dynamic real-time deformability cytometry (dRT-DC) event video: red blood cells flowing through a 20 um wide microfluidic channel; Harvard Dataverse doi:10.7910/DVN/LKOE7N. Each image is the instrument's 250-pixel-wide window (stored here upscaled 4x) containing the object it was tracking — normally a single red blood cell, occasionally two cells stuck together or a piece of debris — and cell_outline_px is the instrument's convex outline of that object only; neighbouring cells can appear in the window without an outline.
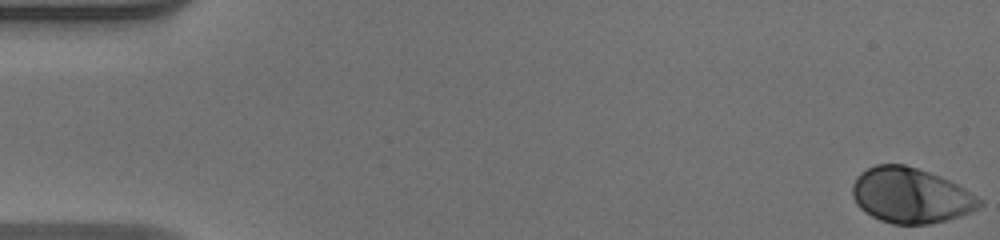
{"species": "human", "species_latin": "Homo sapiens", "temperature_condition": "warm", "stored_images_in_passage": 52, "camera_frame_rate_fps": 3000, "um_per_image_px": 0.085, "donor": {"sex": "male"}, "frame": {"image": 1, "passage_image": 1, "time_ms": 0.0, "image_size_px": [1000, 240], "cell_outline_px": [[984, 204], [980, 208], [972, 212], [960, 216], [928, 224], [892, 224], [880, 220], [864, 212], [856, 204], [852, 196], [852, 184], [856, 176], [860, 172], [876, 164], [904, 164], [940, 176], [964, 188], [984, 200]], "centroid_in_image_um": [77.4, 16.62], "position_along_channel_um": 7.6, "area_um2": 41.15}}
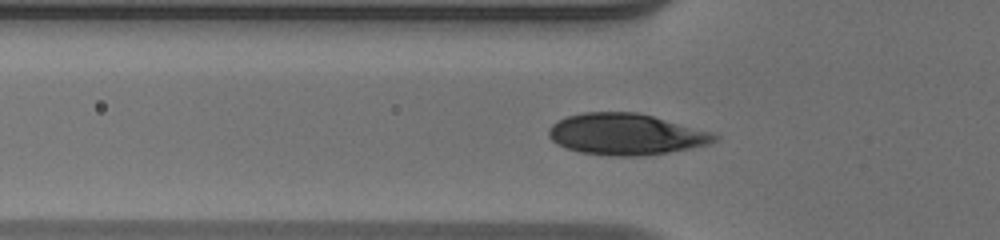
{"frame": {"image": 2, "passage_image": 18, "time_ms": 5.667, "image_size_px": [1000, 240], "cell_outline_px": [[720, 136], [716, 140], [708, 144], [668, 152], [636, 156], [616, 156], [580, 152], [556, 144], [548, 136], [548, 128], [556, 120], [568, 116], [584, 112], [636, 112], [652, 116], [712, 132]], "centroid_in_image_um": [53.16, 11.4], "position_along_channel_um": 72.6, "area_um2": 39.59}}
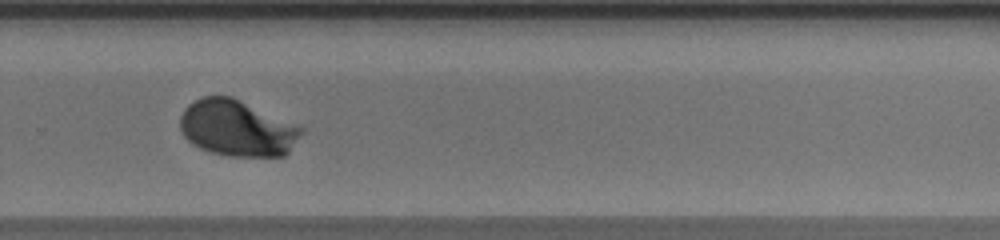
{"frame": {"image": 3, "passage_image": 36, "time_ms": 11.667, "image_size_px": [1000, 240], "cell_outline_px": [[304, 132], [288, 152], [284, 156], [228, 156], [212, 152], [200, 148], [192, 144], [184, 136], [180, 128], [180, 116], [184, 108], [188, 104], [200, 96], [232, 96], [304, 128]], "centroid_in_image_um": [20.13, 10.89], "position_along_channel_um": 309.7, "area_um2": 39.71}, "authors_computed_cell_mechanics": {"area_um2": 39.882, "velocity_mm_per_s": 3.9474, "shape_relaxation_time_tau1_ms": 2.4936, "shape_relaxation_time_tau2_ms": null, "deformation_change_tau1": 0.1617, "deformation_change_tau2": null}}